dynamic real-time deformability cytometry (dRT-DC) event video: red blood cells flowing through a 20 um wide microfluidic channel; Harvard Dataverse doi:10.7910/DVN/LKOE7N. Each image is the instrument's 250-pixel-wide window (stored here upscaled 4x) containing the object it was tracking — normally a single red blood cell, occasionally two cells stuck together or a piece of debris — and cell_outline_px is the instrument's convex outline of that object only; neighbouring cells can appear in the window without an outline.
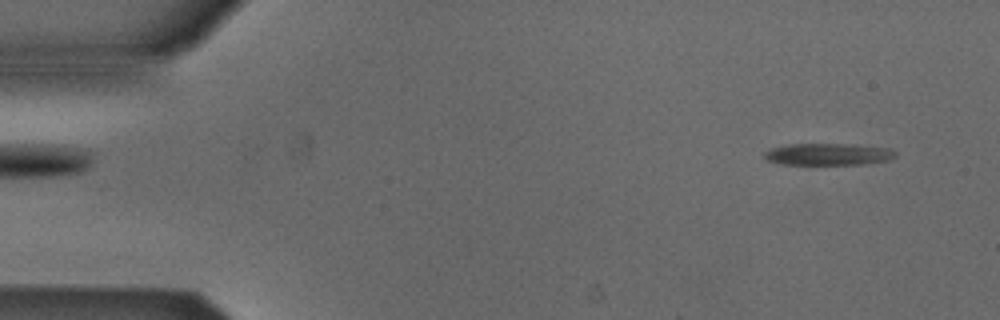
{"species": "Egyptian fruit bat (a non-hibernating species)", "species_latin": "Rousettus aegyptiacus", "temperature_condition": "cold", "stored_images_in_passage": 51, "camera_frame_rate_fps": 3000, "um_per_image_px": 0.085, "animal": {"sex": "male"}, "frame": {"image": 1, "passage_image": 2, "time_ms": 0.333, "image_size_px": [1000, 320], "cell_outline_px": [[896, 156], [888, 160], [864, 164], [780, 164], [764, 160], [764, 152], [772, 148], [788, 144], [844, 144], [888, 148], [896, 152]], "centroid_in_image_um": [70.34, 13.12], "position_along_channel_um": 14.7, "area_um2": 16.59}}
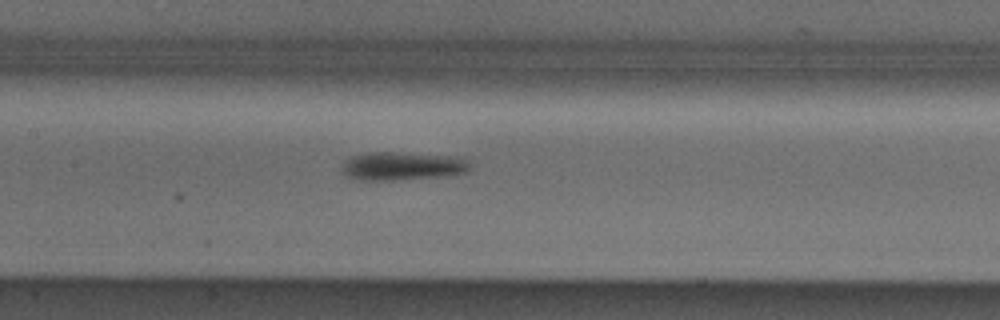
{"frame": {"image": 2, "passage_image": 23, "time_ms": 7.333, "image_size_px": [1000, 320], "cell_outline_px": [[468, 168], [464, 172], [440, 176], [392, 180], [360, 180], [344, 176], [340, 168], [344, 160], [348, 156], [368, 152], [392, 152], [464, 156], [468, 164]], "centroid_in_image_um": [34.09, 14.09], "position_along_channel_um": 173.3, "area_um2": 21.33}}
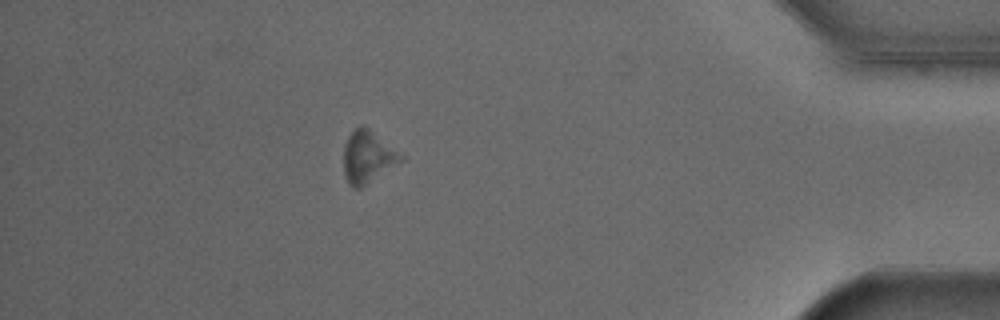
{"frame": {"image": 3, "passage_image": 45, "time_ms": 14.667, "image_size_px": [1000, 320], "cell_outline_px": [[404, 160], [360, 188], [356, 188], [348, 184], [344, 172], [344, 144], [348, 136], [360, 124], [364, 124], [404, 156]], "centroid_in_image_um": [31.25, 13.32], "position_along_channel_um": 404.0, "area_um2": 17.28}, "authors_computed_cell_mechanics": {"area_um2": 17.4556, "velocity_mm_per_s": 3.8103, "shape_relaxation_time_tau1_ms": 2.3035, "shape_relaxation_time_tau2_ms": null, "deformation_change_tau1": 0.1275, "deformation_change_tau2": null}}